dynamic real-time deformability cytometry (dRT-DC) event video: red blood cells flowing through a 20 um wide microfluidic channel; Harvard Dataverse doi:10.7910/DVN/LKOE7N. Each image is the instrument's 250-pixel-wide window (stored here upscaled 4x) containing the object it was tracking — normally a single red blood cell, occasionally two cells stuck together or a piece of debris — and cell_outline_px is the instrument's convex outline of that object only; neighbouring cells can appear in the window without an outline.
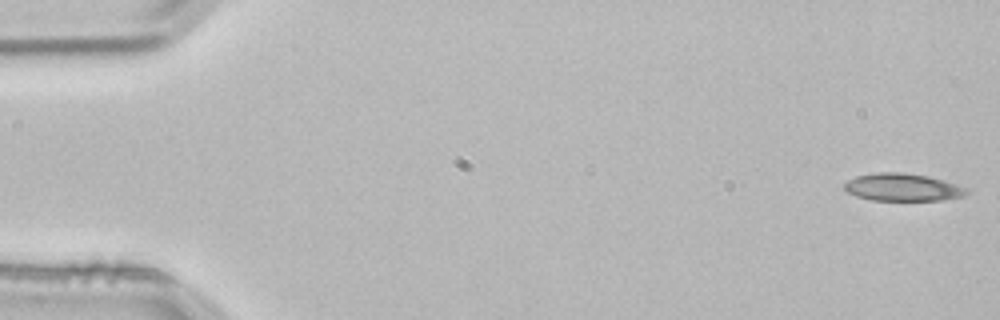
{"species": "common noctule bat (a hibernating species)", "species_latin": "Nyctalus noctula", "temperature_condition": "room temperature", "stored_images_in_passage": 3, "camera_frame_rate_fps": 3000, "um_per_image_px": 0.085, "animal": {"sex": "male", "body_mass_g": 21.5, "forearm_length_mm": 52.0}, "frame": {"image": 1, "passage_image": 1, "time_ms": 0.0, "image_size_px": [1000, 320], "cell_outline_px": [[972, 192], [964, 196], [944, 200], [872, 200], [856, 196], [848, 192], [844, 188], [844, 184], [848, 180], [856, 176], [876, 172], [904, 172], [928, 176], [944, 180], [968, 188]], "centroid_in_image_um": [76.77, 15.91], "position_along_channel_um": 8.2, "area_um2": 19.83}}
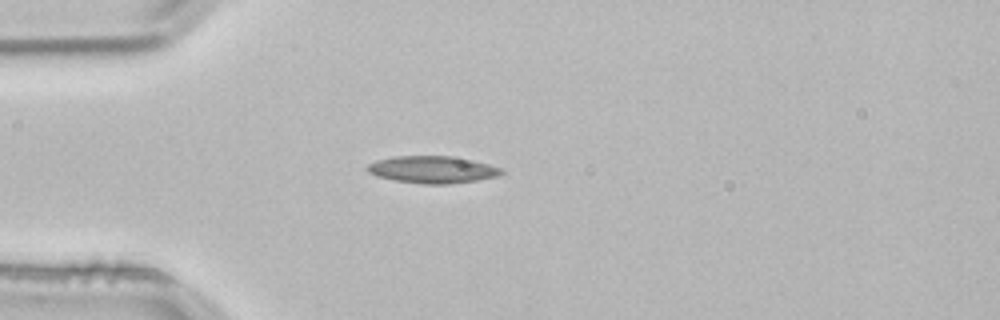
{"frame": {"image": 2, "passage_image": 3, "time_ms": 0.667, "image_size_px": [1000, 320], "cell_outline_px": [[504, 172], [496, 176], [476, 180], [448, 184], [424, 184], [392, 180], [376, 176], [368, 172], [364, 168], [368, 164], [376, 160], [396, 156], [452, 156], [472, 160], [488, 164], [500, 168]], "centroid_in_image_um": [36.69, 14.41], "position_along_channel_um": 48.3, "area_um2": 21.15}}